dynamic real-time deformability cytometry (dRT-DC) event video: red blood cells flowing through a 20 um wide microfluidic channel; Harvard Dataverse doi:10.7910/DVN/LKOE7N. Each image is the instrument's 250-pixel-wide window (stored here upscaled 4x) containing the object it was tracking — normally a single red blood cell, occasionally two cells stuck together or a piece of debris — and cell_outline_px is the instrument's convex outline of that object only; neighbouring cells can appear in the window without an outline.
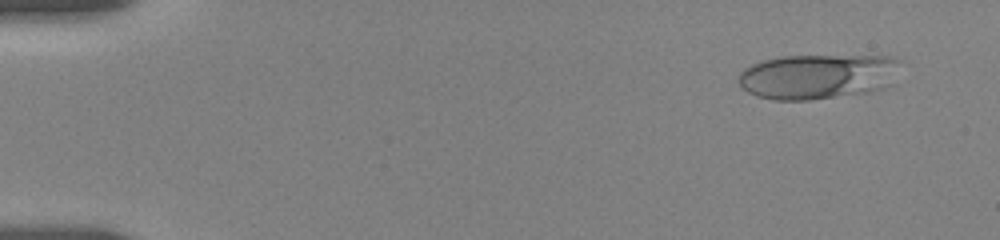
{"species": "human", "species_latin": "Homo sapiens", "temperature_condition": "room temperature", "stored_images_in_passage": 59, "camera_frame_rate_fps": 3000, "um_per_image_px": 0.085, "donor": {"sex": "female"}, "frame": {"image": 1, "passage_image": 2, "time_ms": 0.333, "image_size_px": [1000, 240], "cell_outline_px": [[900, 60], [880, 88], [868, 92], [808, 100], [772, 100], [756, 96], [748, 92], [736, 80], [740, 72], [744, 68], [752, 64], [764, 60], [780, 56], [888, 56]], "centroid_in_image_um": [69.32, 6.5], "position_along_channel_um": 15.7, "area_um2": 41.5}}
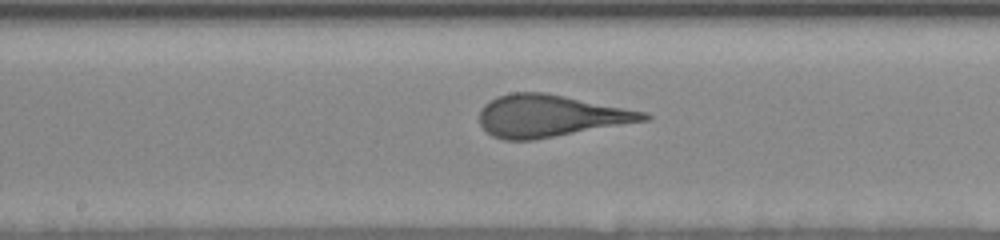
{"frame": {"image": 2, "passage_image": 35, "time_ms": 8.667, "image_size_px": [1000, 240], "cell_outline_px": [[652, 116], [648, 120], [532, 140], [504, 140], [492, 136], [480, 124], [480, 108], [484, 104], [496, 96], [512, 92], [544, 92], [648, 112]], "centroid_in_image_um": [46.75, 9.84], "position_along_channel_um": 201.4, "area_um2": 40.11}}
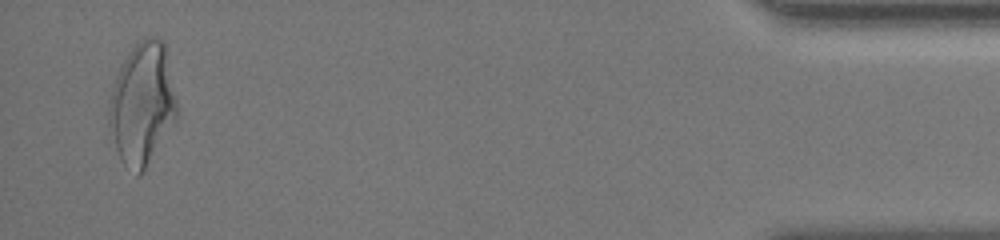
{"frame": {"image": 3, "passage_image": 58, "time_ms": 16.667, "image_size_px": [1000, 240], "cell_outline_px": [[180, 116], [144, 168], [136, 176], [120, 160], [108, 124], [108, 104], [112, 88], [116, 76], [132, 44], [148, 36], [156, 36], [164, 40]], "centroid_in_image_um": [12.1, 8.78], "position_along_channel_um": 423.1, "area_um2": 48.61}}